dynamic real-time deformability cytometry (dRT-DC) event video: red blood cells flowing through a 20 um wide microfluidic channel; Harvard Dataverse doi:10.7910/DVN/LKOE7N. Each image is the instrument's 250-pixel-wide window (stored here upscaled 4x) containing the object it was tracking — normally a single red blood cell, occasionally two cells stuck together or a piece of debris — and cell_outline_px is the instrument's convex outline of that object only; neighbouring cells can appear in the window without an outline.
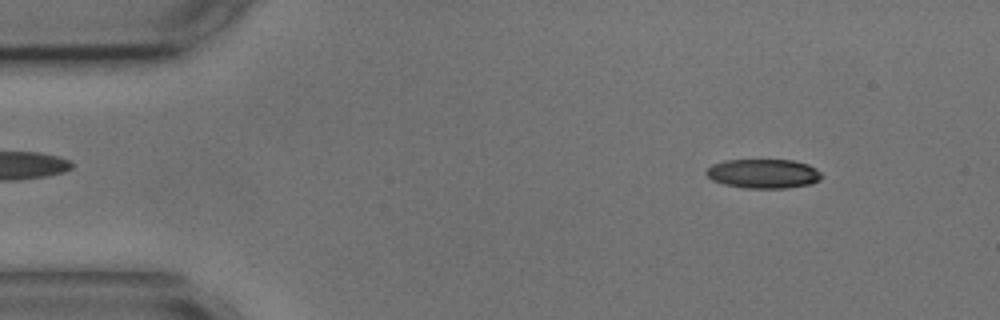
{"species": "common noctule bat (a hibernating species)", "species_latin": "Nyctalus noctula", "temperature_condition": "cold", "stored_images_in_passage": 53, "camera_frame_rate_fps": 3000, "um_per_image_px": 0.085, "animal": {"sex": "male", "body_mass_g": 17.9, "forearm_length_mm": 54.2}, "frame": {"image": 1, "passage_image": 6, "time_ms": 1.667, "image_size_px": [1000, 320], "cell_outline_px": [[824, 176], [820, 180], [812, 184], [784, 188], [744, 188], [724, 184], [712, 180], [704, 172], [712, 164], [724, 160], [792, 160], [808, 164], [816, 168]], "centroid_in_image_um": [64.91, 14.76], "position_along_channel_um": 20.1, "area_um2": 19.83}}
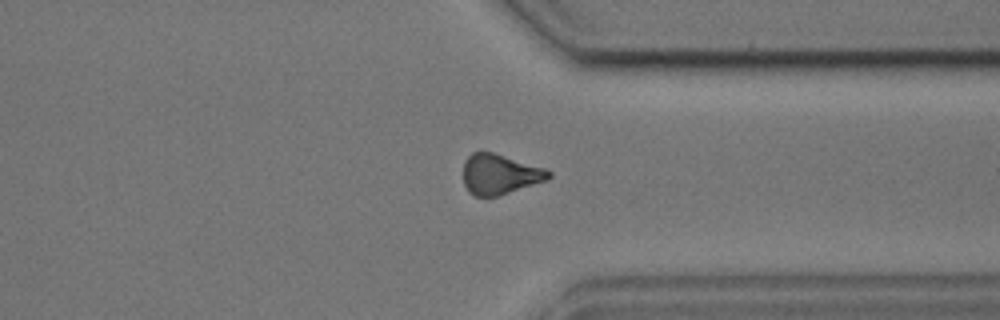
{"frame": {"image": 2, "passage_image": 41, "time_ms": 13.333, "image_size_px": [1000, 320], "cell_outline_px": [[552, 176], [548, 180], [496, 196], [472, 196], [468, 192], [464, 184], [464, 160], [472, 152], [492, 152], [544, 168], [552, 172]], "centroid_in_image_um": [42.47, 14.82], "position_along_channel_um": 368.9, "area_um2": 19.88}}
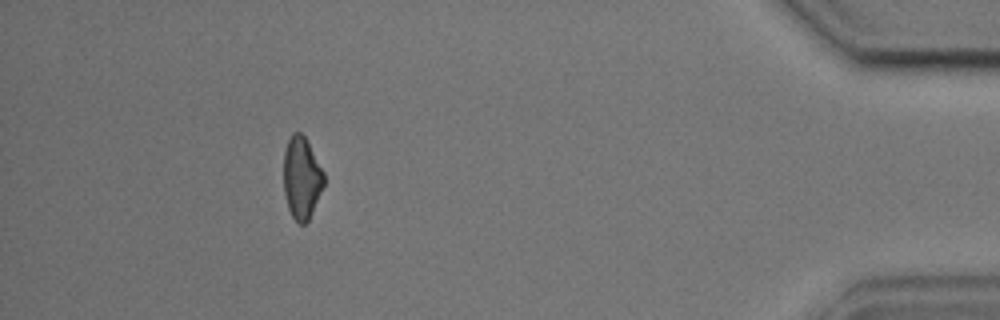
{"frame": {"image": 3, "passage_image": 49, "time_ms": 16.0, "image_size_px": [1000, 320], "cell_outline_px": [[324, 184], [312, 212], [308, 220], [304, 224], [300, 224], [292, 216], [288, 208], [284, 192], [284, 152], [288, 140], [292, 132], [300, 132], [304, 136], [324, 172]], "centroid_in_image_um": [25.63, 15.11], "position_along_channel_um": 409.6, "area_um2": 19.02}, "authors_computed_cell_mechanics": {"area_um2": 20.4034, "velocity_mm_per_s": 3.6416, "shape_relaxation_time_tau1_ms": 5.2054, "shape_relaxation_time_tau2_ms": 9.3063, "deformation_change_tau1": 0.1133, "deformation_change_tau2": 0.2086}}